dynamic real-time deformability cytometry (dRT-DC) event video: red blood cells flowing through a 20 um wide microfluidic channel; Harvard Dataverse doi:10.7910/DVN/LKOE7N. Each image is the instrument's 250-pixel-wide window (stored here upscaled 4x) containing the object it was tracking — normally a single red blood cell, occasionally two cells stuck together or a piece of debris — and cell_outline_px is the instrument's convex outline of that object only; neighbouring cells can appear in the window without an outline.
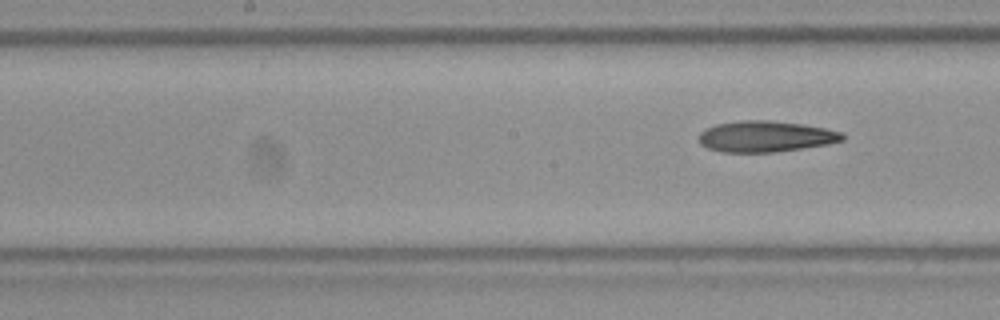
{"species": "Egyptian fruit bat (a non-hibernating species)", "species_latin": "Rousettus aegyptiacus", "temperature_condition": "room temperature", "stored_images_in_passage": 9, "segment_of_instrument_passage": [2, 2], "camera_frame_rate_fps": 3000, "um_per_image_px": 0.085, "frame": {"image": 1, "passage_image": 9, "time_ms": 2.667, "image_size_px": [1000, 320], "cell_outline_px": [[844, 140], [828, 144], [776, 152], [724, 152], [708, 148], [700, 144], [700, 132], [704, 128], [716, 124], [744, 120], [768, 120], [804, 124], [844, 132]], "centroid_in_image_um": [65.09, 11.59], "position_along_channel_um": 183.1, "area_um2": 26.01}}